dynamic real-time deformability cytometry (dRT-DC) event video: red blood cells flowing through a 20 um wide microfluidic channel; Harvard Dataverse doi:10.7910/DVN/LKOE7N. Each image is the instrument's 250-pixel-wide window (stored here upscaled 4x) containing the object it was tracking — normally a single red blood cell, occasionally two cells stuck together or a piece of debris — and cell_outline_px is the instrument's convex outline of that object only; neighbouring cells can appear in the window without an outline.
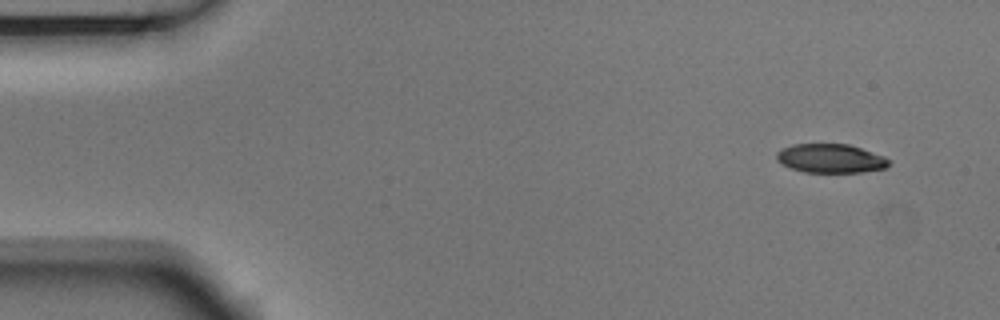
{"species": "Egyptian fruit bat (a non-hibernating species)", "species_latin": "Rousettus aegyptiacus", "temperature_condition": "room temperature", "stored_images_in_passage": 4, "camera_frame_rate_fps": 3000, "um_per_image_px": 0.085, "animal": {"sex": "male"}, "frame": {"image": 1, "passage_image": 1, "time_ms": 0.0, "image_size_px": [1000, 320], "cell_outline_px": [[892, 160], [884, 168], [864, 172], [804, 172], [780, 164], [776, 160], [776, 152], [780, 148], [792, 144], [848, 144], [884, 156]], "centroid_in_image_um": [70.56, 13.46], "position_along_channel_um": 14.4, "area_um2": 19.02}}